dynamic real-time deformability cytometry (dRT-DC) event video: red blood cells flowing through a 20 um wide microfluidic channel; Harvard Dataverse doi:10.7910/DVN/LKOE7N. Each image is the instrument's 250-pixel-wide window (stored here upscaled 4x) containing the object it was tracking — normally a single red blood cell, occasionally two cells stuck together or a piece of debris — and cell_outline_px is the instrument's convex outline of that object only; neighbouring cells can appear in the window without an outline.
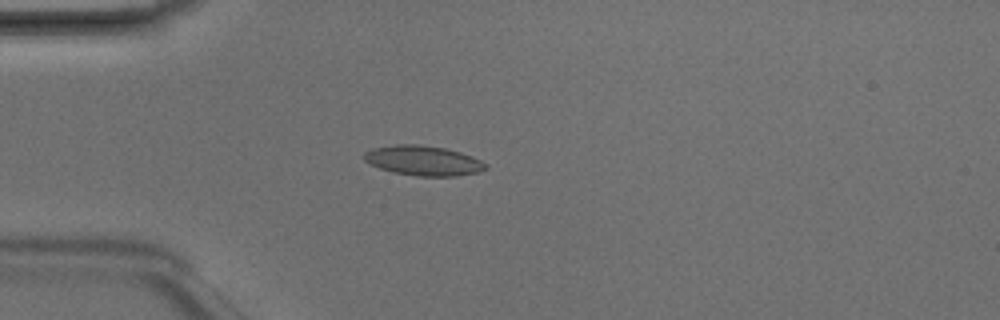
{"species": "Egyptian fruit bat (a non-hibernating species)", "species_latin": "Rousettus aegyptiacus", "temperature_condition": "room temperature", "stored_images_in_passage": 5, "camera_frame_rate_fps": 3000, "um_per_image_px": 0.085, "animal": {"sex": "male"}, "frame": {"image": 1, "passage_image": 4, "time_ms": 1.0, "image_size_px": [1000, 320], "cell_outline_px": [[488, 168], [480, 172], [456, 176], [416, 176], [392, 172], [380, 168], [364, 160], [364, 152], [372, 148], [396, 144], [416, 144], [444, 148], [460, 152], [472, 156], [488, 164]], "centroid_in_image_um": [36.0, 13.65], "position_along_channel_um": 49.0, "area_um2": 21.21}}